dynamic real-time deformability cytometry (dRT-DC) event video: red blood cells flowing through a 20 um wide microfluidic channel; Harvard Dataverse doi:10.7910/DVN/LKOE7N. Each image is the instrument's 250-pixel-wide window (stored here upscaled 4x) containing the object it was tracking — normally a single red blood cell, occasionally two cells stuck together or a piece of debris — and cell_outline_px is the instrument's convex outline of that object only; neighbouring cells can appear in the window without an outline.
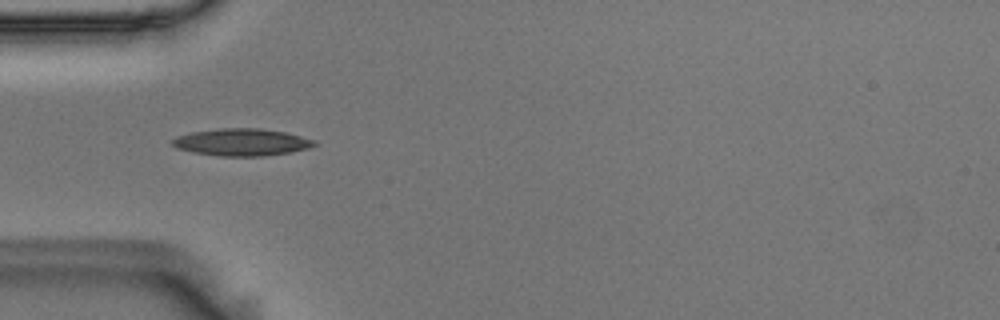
{"species": "Egyptian fruit bat (a non-hibernating species)", "species_latin": "Rousettus aegyptiacus", "temperature_condition": "room temperature", "stored_images_in_passage": 31, "camera_frame_rate_fps": 3000, "um_per_image_px": 0.085, "animal": {"sex": "male"}, "frame": {"image": 1, "passage_image": 1, "time_ms": 0.0, "image_size_px": [1000, 320], "cell_outline_px": [[320, 144], [308, 148], [288, 152], [264, 156], [220, 156], [192, 152], [176, 148], [172, 144], [172, 140], [176, 136], [192, 132], [220, 128], [260, 128], [284, 132], [316, 140]], "centroid_in_image_um": [20.55, 12.08], "position_along_channel_um": 64.5, "area_um2": 22.48}}
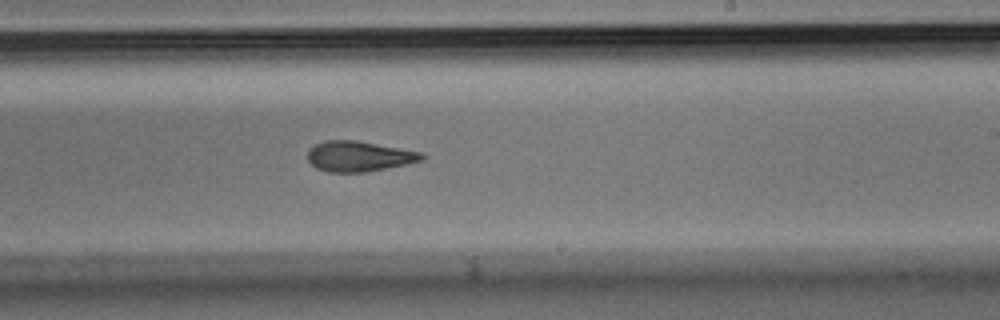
{"frame": {"image": 2, "passage_image": 17, "time_ms": 5.333, "image_size_px": [1000, 320], "cell_outline_px": [[428, 156], [424, 160], [408, 164], [364, 172], [328, 172], [316, 168], [308, 160], [308, 148], [324, 140], [356, 140], [400, 148], [420, 152]], "centroid_in_image_um": [30.52, 13.28], "position_along_channel_um": 258.5, "area_um2": 20.29}}
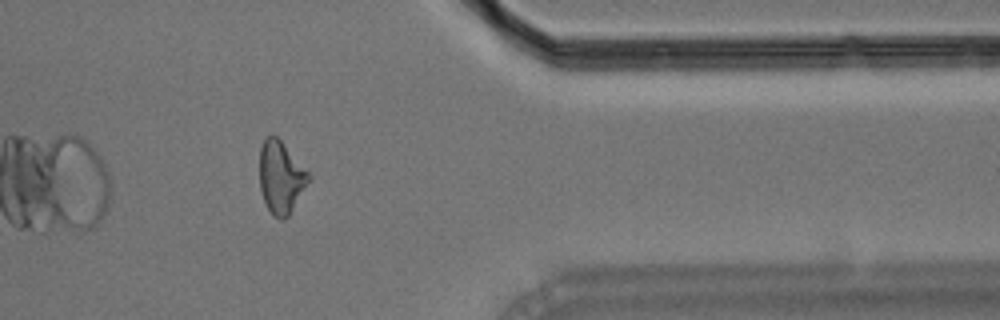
{"frame": {"image": 3, "passage_image": 29, "time_ms": 9.333, "image_size_px": [1000, 320], "cell_outline_px": [[312, 176], [288, 216], [280, 220], [272, 216], [264, 200], [260, 188], [260, 148], [264, 140], [268, 136], [276, 136], [280, 140]], "centroid_in_image_um": [23.87, 15.09], "position_along_channel_um": 387.5, "area_um2": 20.29}, "authors_computed_cell_mechanics": {"area_um2": 20.7502, "velocity_mm_per_s": 3.6339, "shape_relaxation_time_tau1_ms": 7.039, "shape_relaxation_time_tau2_ms": 3.7639, "deformation_change_tau1": 0.1757, "deformation_change_tau2": 0.1249}}